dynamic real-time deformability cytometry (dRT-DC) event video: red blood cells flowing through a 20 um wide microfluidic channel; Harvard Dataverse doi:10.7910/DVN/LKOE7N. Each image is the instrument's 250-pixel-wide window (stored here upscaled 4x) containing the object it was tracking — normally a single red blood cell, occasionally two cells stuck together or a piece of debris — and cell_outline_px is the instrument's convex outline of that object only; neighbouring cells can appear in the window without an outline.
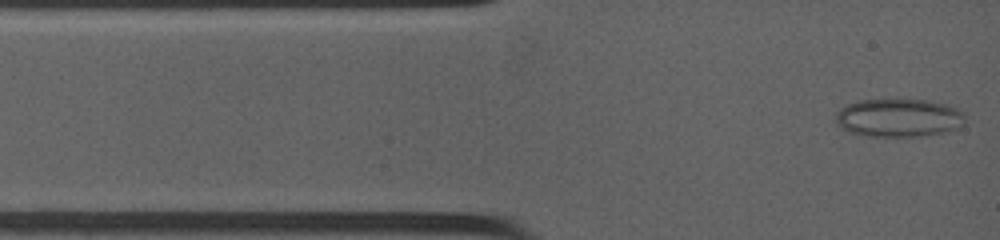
{"species": "common noctule bat (a hibernating species)", "species_latin": "Nyctalus noctula", "temperature_condition": "warm", "stored_images_in_passage": 58, "camera_frame_rate_fps": 4500, "um_per_image_px": 0.085, "animal": {"sex": "female", "body_mass_g": 19.0, "forearm_length_mm": 53.3}, "frame": {"image": 1, "passage_image": 1, "time_ms": 0.0, "image_size_px": [1000, 240], "cell_outline_px": [[964, 124], [956, 128], [944, 132], [920, 136], [868, 136], [848, 132], [840, 128], [832, 120], [836, 112], [840, 108], [848, 104], [860, 100], [928, 100], [944, 104], [956, 108], [964, 116]], "centroid_in_image_um": [76.31, 10.02], "position_along_channel_um": 8.7, "area_um2": 28.84}}
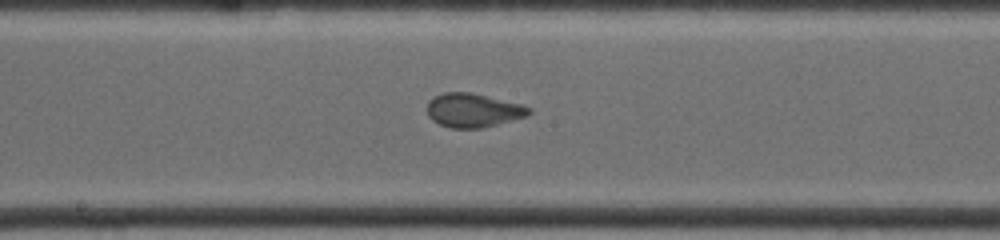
{"frame": {"image": 2, "passage_image": 31, "time_ms": 6.0, "image_size_px": [1000, 240], "cell_outline_px": [[532, 112], [528, 116], [480, 128], [452, 128], [440, 124], [432, 120], [428, 116], [428, 100], [432, 96], [444, 92], [472, 92], [520, 104], [532, 108]], "centroid_in_image_um": [40.21, 9.36], "position_along_channel_um": 208.0, "area_um2": 20.11}}
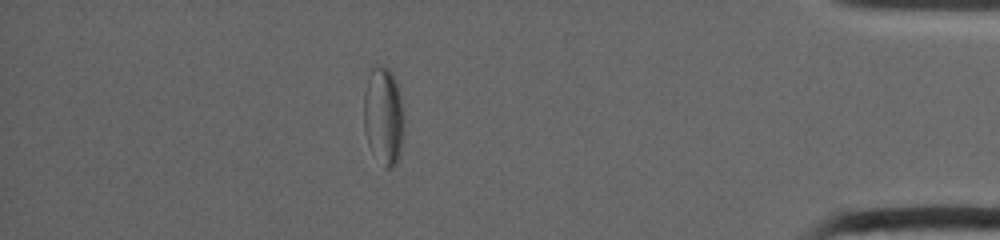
{"frame": {"image": 3, "passage_image": 52, "time_ms": 12.222, "image_size_px": [1000, 240], "cell_outline_px": [[404, 132], [400, 152], [396, 164], [392, 168], [388, 168], [368, 144], [364, 128], [364, 92], [368, 76], [372, 68], [380, 64], [384, 64], [392, 72], [396, 80], [400, 96], [404, 124]], "centroid_in_image_um": [32.6, 9.78], "position_along_channel_um": 402.6, "area_um2": 22.77}, "authors_computed_cell_mechanics": {"area_um2": 20.7213, "velocity_mm_per_s": 3.9571, "shape_relaxation_time_tau1_ms": null, "shape_relaxation_time_tau2_ms": 0.8664, "deformation_change_tau1": null, "deformation_change_tau2": 0.0553}}